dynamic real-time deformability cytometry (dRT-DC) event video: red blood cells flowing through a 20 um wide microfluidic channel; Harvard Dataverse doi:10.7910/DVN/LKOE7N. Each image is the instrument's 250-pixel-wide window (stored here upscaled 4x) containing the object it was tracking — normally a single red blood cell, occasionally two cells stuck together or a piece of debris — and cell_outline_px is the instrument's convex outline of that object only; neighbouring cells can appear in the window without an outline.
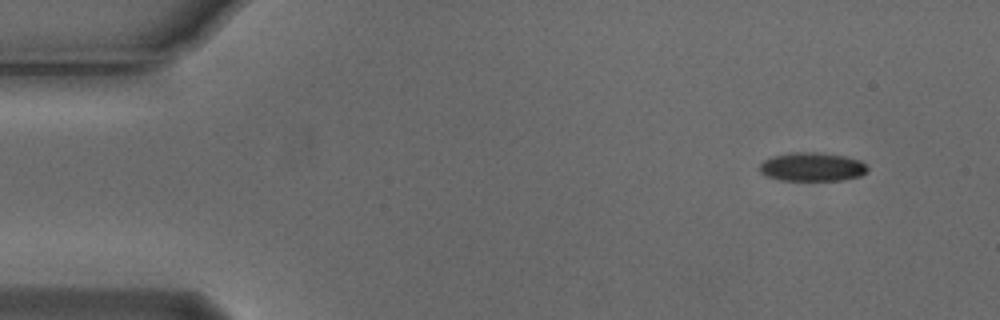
{"species": "Egyptian fruit bat (a non-hibernating species)", "species_latin": "Rousettus aegyptiacus", "temperature_condition": "cold", "stored_images_in_passage": 3, "camera_frame_rate_fps": 3000, "um_per_image_px": 0.085, "animal": {"sex": "male"}, "frame": {"image": 1, "passage_image": 3, "time_ms": 0.667, "image_size_px": [1000, 320], "cell_outline_px": [[868, 172], [860, 176], [844, 180], [780, 180], [768, 176], [760, 172], [760, 164], [764, 160], [772, 156], [788, 152], [820, 152], [844, 156], [860, 160], [868, 168]], "centroid_in_image_um": [69.04, 14.18], "position_along_channel_um": 16.0, "area_um2": 18.15}}